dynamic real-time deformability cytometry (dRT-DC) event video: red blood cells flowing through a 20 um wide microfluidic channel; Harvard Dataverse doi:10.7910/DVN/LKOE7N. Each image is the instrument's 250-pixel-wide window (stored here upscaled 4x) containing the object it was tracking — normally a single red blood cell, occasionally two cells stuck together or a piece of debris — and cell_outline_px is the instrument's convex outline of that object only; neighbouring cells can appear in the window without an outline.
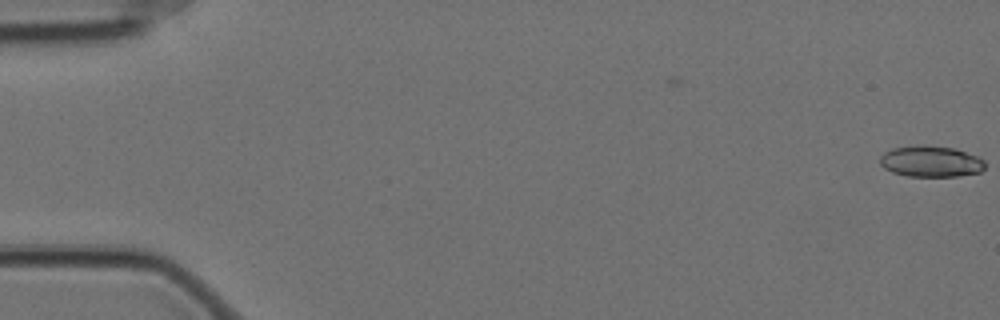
{"species": "Egyptian fruit bat (a non-hibernating species)", "species_latin": "Rousettus aegyptiacus", "temperature_condition": "cold", "stored_images_in_passage": 2, "camera_frame_rate_fps": 3000, "um_per_image_px": 0.085, "animal": {"sex": "female"}, "frame": {"image": 1, "passage_image": 2, "time_ms": 0.333, "image_size_px": [1000, 320], "cell_outline_px": [[984, 168], [980, 172], [956, 176], [908, 176], [892, 172], [884, 168], [880, 164], [880, 156], [884, 152], [892, 148], [924, 144], [956, 148], [976, 156], [984, 160]], "centroid_in_image_um": [79.1, 13.7], "position_along_channel_um": 5.9, "area_um2": 19.13}}